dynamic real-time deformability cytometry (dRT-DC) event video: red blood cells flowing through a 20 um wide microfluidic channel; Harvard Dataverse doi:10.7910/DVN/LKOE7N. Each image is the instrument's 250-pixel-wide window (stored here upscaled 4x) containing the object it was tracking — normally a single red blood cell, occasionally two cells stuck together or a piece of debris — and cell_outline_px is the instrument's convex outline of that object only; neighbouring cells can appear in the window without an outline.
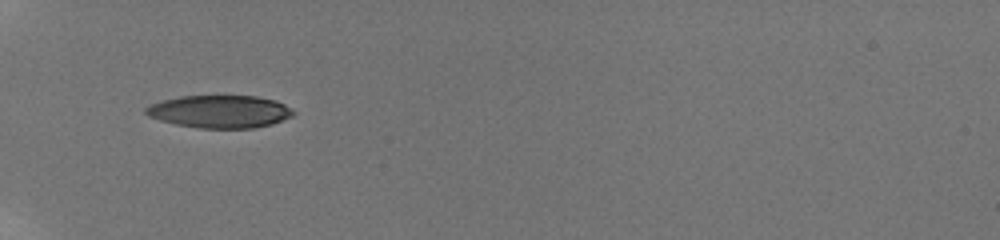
{"species": "human", "species_latin": "Homo sapiens", "temperature_condition": "room temperature", "stored_images_in_passage": 28, "camera_frame_rate_fps": 3000, "um_per_image_px": 0.085, "donor": {"sex": "male"}, "frame": {"image": 1, "passage_image": 2, "time_ms": 0.667, "image_size_px": [1000, 240], "cell_outline_px": [[296, 112], [292, 116], [272, 124], [252, 128], [200, 128], [176, 124], [160, 120], [148, 116], [144, 112], [144, 108], [160, 100], [180, 96], [256, 96], [276, 100], [284, 104]], "centroid_in_image_um": [18.67, 9.48], "position_along_channel_um": 66.3, "area_um2": 28.09}}
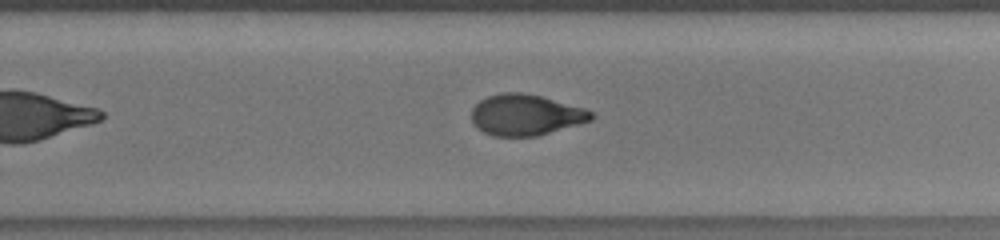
{"frame": {"image": 2, "passage_image": 16, "time_ms": 6.667, "image_size_px": [1000, 240], "cell_outline_px": [[596, 116], [592, 120], [580, 124], [536, 136], [492, 136], [476, 128], [472, 120], [472, 108], [480, 100], [488, 96], [500, 92], [520, 92], [540, 96], [584, 108], [592, 112]], "centroid_in_image_um": [44.67, 9.77], "position_along_channel_um": 285.1, "area_um2": 28.61}}
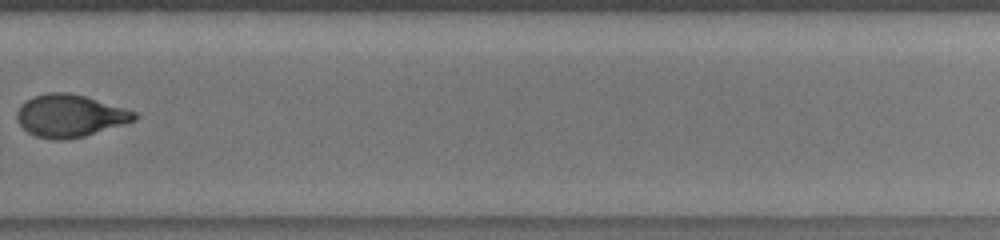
{"frame": {"image": 3, "passage_image": 18, "time_ms": 7.667, "image_size_px": [1000, 240], "cell_outline_px": [[140, 116], [136, 120], [124, 124], [84, 136], [60, 140], [52, 140], [36, 136], [28, 132], [16, 120], [16, 112], [20, 104], [32, 96], [48, 92], [68, 92], [84, 96], [124, 108], [136, 112]], "centroid_in_image_um": [5.91, 9.83], "position_along_channel_um": 323.9, "area_um2": 29.07}, "authors_computed_cell_mechanics": {"area_um2": 29.0734, "velocity_mm_per_s": 3.8838, "shape_relaxation_time_tau1_ms": 5.0104, "shape_relaxation_time_tau2_ms": 1.4205, "deformation_change_tau1": 0.218, "deformation_change_tau2": 0.0651}}